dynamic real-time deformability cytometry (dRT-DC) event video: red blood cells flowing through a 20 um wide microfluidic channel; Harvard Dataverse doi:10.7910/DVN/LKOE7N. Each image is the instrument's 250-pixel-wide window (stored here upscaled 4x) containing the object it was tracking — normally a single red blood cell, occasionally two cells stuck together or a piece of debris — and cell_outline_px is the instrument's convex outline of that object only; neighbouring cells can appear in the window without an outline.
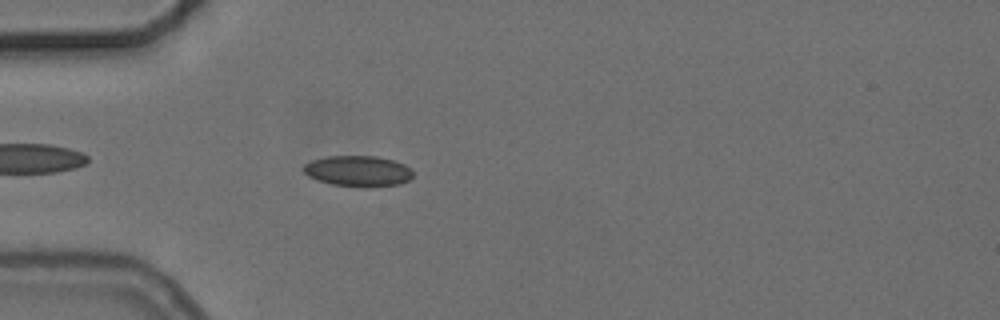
{"species": "common noctule bat (a hibernating species)", "species_latin": "Nyctalus noctula", "temperature_condition": "cold", "stored_images_in_passage": 43, "camera_frame_rate_fps": 3000, "um_per_image_px": 0.085, "animal": {"sex": "female", "body_mass_g": 24.6, "forearm_length_mm": 56.2}, "frame": {"image": 1, "passage_image": 4, "time_ms": 1.0, "image_size_px": [1000, 320], "cell_outline_px": [[412, 176], [408, 180], [400, 184], [368, 188], [364, 188], [332, 184], [308, 176], [304, 172], [304, 164], [312, 160], [328, 156], [376, 156], [392, 160], [404, 164], [412, 168]], "centroid_in_image_um": [30.46, 14.55], "position_along_channel_um": 54.5, "area_um2": 19.71}}
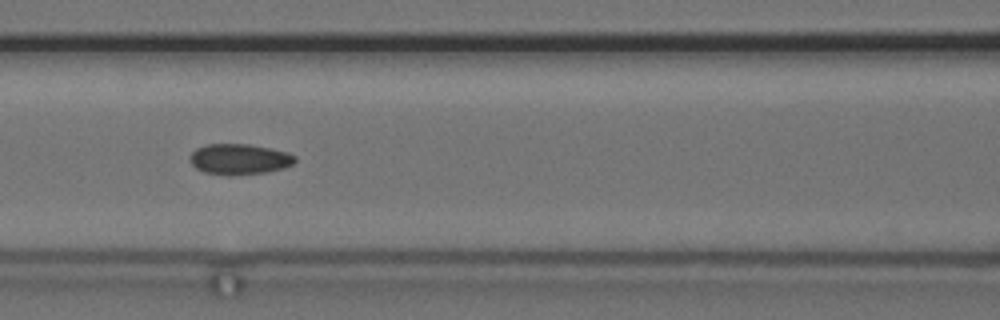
{"frame": {"image": 2, "passage_image": 12, "time_ms": 3.667, "image_size_px": [1000, 320], "cell_outline_px": [[296, 160], [292, 164], [284, 168], [264, 172], [228, 176], [204, 172], [196, 168], [192, 164], [188, 156], [196, 148], [208, 144], [248, 144], [272, 148], [288, 152], [296, 156]], "centroid_in_image_um": [20.34, 13.52], "position_along_channel_um": 146.3, "area_um2": 18.9}}
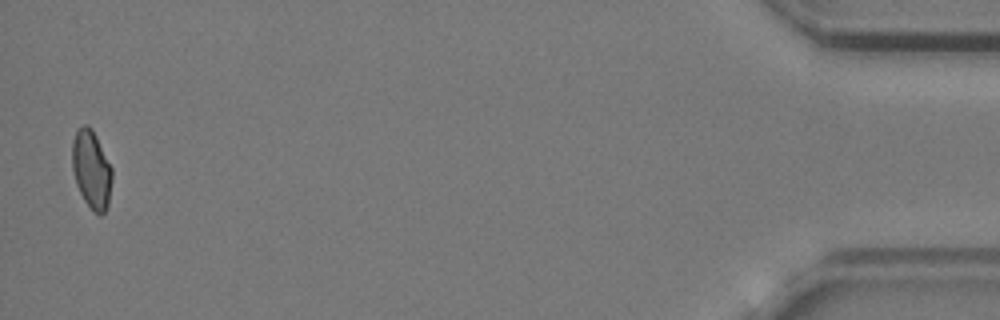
{"frame": {"image": 3, "passage_image": 42, "time_ms": 13.667, "image_size_px": [1000, 320], "cell_outline_px": [[112, 180], [108, 204], [104, 212], [100, 216], [92, 212], [84, 200], [76, 184], [72, 168], [72, 140], [76, 128], [84, 124], [88, 124], [92, 128], [112, 168]], "centroid_in_image_um": [7.76, 14.39], "position_along_channel_um": 427.4, "area_um2": 18.44}, "authors_computed_cell_mechanics": {"area_um2": 18.7272, "velocity_mm_per_s": 3.7296, "shape_relaxation_time_tau1_ms": null, "shape_relaxation_time_tau2_ms": 3.0462, "deformation_change_tau1": null, "deformation_change_tau2": 0.0768}}